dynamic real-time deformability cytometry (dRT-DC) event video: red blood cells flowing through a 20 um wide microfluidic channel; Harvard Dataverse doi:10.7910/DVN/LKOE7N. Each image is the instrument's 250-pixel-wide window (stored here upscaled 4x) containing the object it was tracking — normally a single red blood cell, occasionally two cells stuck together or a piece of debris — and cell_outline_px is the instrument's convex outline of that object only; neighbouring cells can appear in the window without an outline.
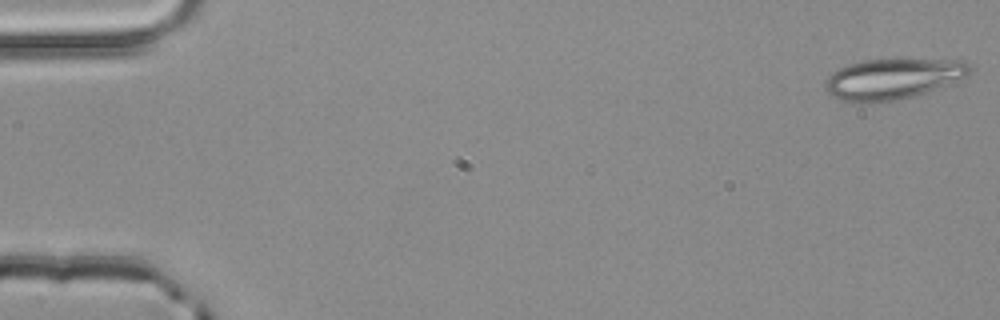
{"species": "common noctule bat (a hibernating species)", "species_latin": "Nyctalus noctula", "temperature_condition": "room temperature", "stored_images_in_passage": 5, "camera_frame_rate_fps": 3000, "um_per_image_px": 0.085, "animal": {"sex": "male", "body_mass_g": 20.4}, "frame": {"image": 1, "passage_image": 1, "time_ms": 0.0, "image_size_px": [1000, 320], "cell_outline_px": [[972, 72], [968, 76], [924, 92], [912, 96], [896, 100], [860, 104], [852, 104], [828, 96], [824, 88], [824, 84], [828, 76], [832, 72], [848, 64], [864, 60], [964, 60], [972, 64]], "centroid_in_image_um": [75.82, 6.72], "position_along_channel_um": 9.2, "area_um2": 34.45}}